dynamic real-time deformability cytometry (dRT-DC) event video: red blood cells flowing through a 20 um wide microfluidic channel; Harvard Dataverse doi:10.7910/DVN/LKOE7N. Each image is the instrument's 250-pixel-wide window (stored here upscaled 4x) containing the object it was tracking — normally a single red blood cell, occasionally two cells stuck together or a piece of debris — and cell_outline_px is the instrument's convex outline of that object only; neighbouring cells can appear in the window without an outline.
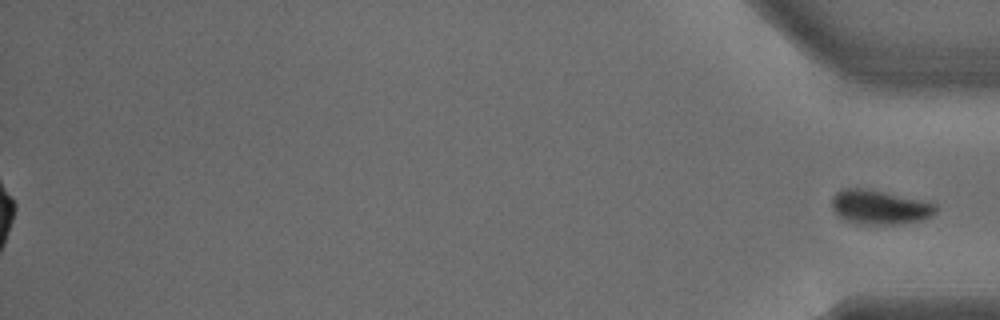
{"species": "common noctule bat (a hibernating species)", "species_latin": "Nyctalus noctula", "temperature_condition": "warm", "stored_images_in_passage": 32, "segment_of_instrument_passage": [2, 2], "camera_frame_rate_fps": 3000, "um_per_image_px": 0.085, "animal": {"sex": "male", "body_mass_g": 15.6}, "frame": {"image": 1, "passage_image": 32, "time_ms": 10.333, "image_size_px": [1000, 320], "cell_outline_px": [[936, 212], [932, 216], [924, 220], [904, 224], [864, 224], [848, 220], [840, 216], [832, 208], [832, 196], [836, 192], [844, 188], [860, 188], [880, 192], [936, 204]], "centroid_in_image_um": [74.77, 17.63], "position_along_channel_um": 360.4, "area_um2": 20.23}}